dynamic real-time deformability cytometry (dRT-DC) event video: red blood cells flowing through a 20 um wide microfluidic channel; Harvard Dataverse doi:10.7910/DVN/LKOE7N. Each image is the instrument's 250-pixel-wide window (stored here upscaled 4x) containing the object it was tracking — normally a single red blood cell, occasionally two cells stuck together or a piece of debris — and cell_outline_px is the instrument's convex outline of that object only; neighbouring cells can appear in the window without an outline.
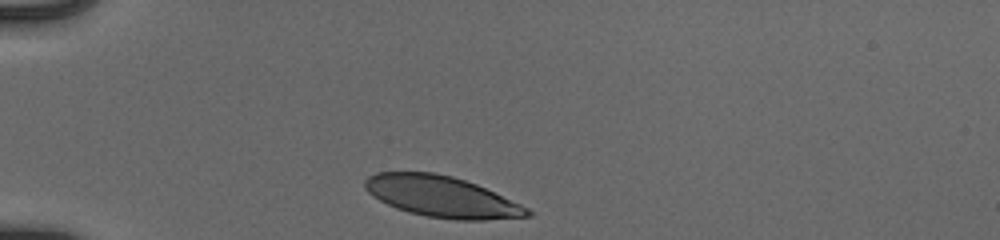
{"species": "human", "species_latin": "Homo sapiens", "temperature_condition": "cold", "stored_images_in_passage": 31, "camera_frame_rate_fps": 3000, "um_per_image_px": 0.085, "donor": {"sex": "male"}, "frame": {"image": 1, "passage_image": 1, "time_ms": 0.0, "image_size_px": [1000, 240], "cell_outline_px": [[532, 216], [484, 220], [456, 220], [428, 216], [408, 212], [396, 208], [372, 196], [364, 188], [364, 180], [368, 176], [376, 172], [432, 172], [452, 176], [476, 184], [520, 204], [528, 208], [532, 212]], "centroid_in_image_um": [37.52, 16.71], "position_along_channel_um": 47.5, "area_um2": 38.67}}
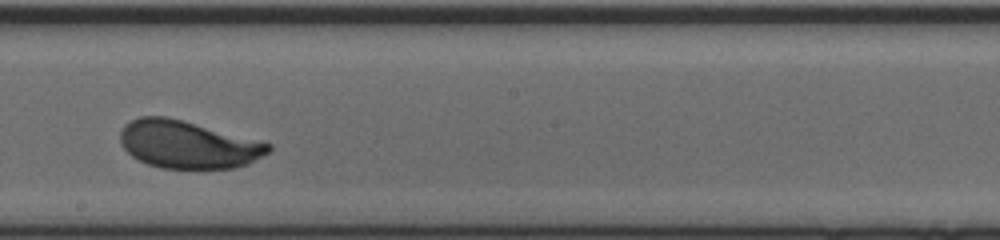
{"frame": {"image": 2, "passage_image": 18, "time_ms": 5.667, "image_size_px": [1000, 240], "cell_outline_px": [[272, 148], [268, 152], [248, 164], [232, 168], [160, 168], [148, 164], [132, 156], [124, 148], [120, 140], [120, 132], [124, 124], [140, 116], [168, 116], [184, 120], [272, 144]], "centroid_in_image_um": [15.95, 12.27], "position_along_channel_um": 232.3, "area_um2": 40.98}}
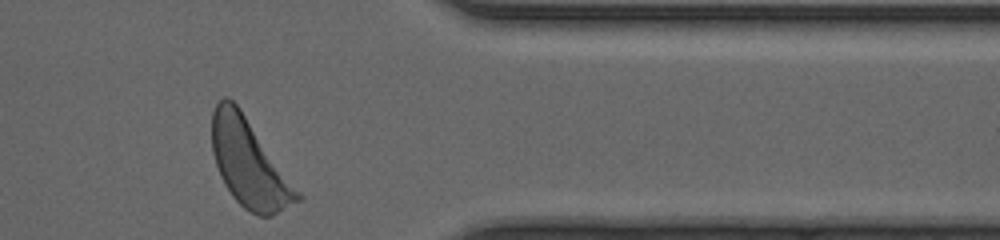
{"frame": {"image": 3, "passage_image": 31, "time_ms": 10.0, "image_size_px": [1000, 240], "cell_outline_px": [[304, 200], [272, 216], [256, 216], [244, 208], [232, 196], [224, 184], [220, 176], [212, 152], [212, 112], [216, 104], [224, 96], [228, 96], [240, 108], [304, 196]], "centroid_in_image_um": [21.21, 13.92], "position_along_channel_um": 390.2, "area_um2": 43.81}, "authors_computed_cell_mechanics": {"area_um2": 40.9802, "velocity_mm_per_s": 3.8801, "shape_relaxation_time_tau1_ms": 1.9469, "shape_relaxation_time_tau2_ms": null, "deformation_change_tau1": 0.1452, "deformation_change_tau2": null}}